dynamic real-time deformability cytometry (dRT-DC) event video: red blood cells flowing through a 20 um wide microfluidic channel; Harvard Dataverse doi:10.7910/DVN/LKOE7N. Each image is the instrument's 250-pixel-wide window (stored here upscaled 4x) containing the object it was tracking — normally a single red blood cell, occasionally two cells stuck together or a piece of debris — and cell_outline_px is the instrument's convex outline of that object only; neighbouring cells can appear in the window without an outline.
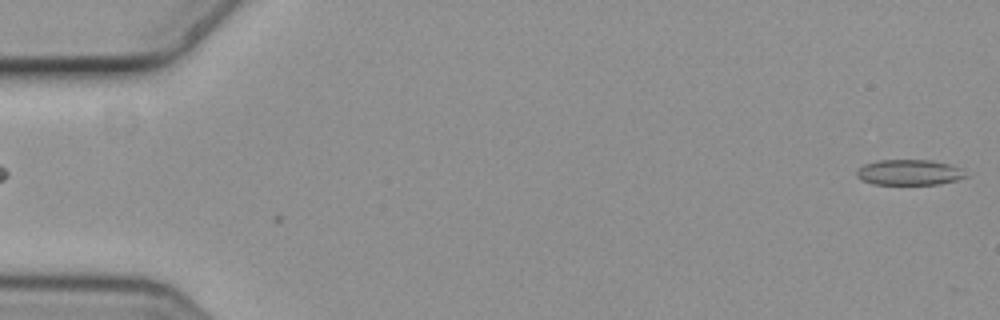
{"species": "common noctule bat (a hibernating species)", "species_latin": "Nyctalus noctula", "temperature_condition": "cold", "stored_images_in_passage": 4, "camera_frame_rate_fps": 3000, "um_per_image_px": 0.085, "animal": {"sex": "female", "body_mass_g": 19.3, "forearm_length_mm": 54.1}, "frame": {"image": 1, "passage_image": 4, "time_ms": 1.0, "image_size_px": [1000, 320], "cell_outline_px": [[968, 176], [956, 180], [940, 184], [872, 184], [856, 176], [856, 168], [864, 164], [880, 160], [932, 160], [948, 164], [956, 168]], "centroid_in_image_um": [77.21, 14.65], "position_along_channel_um": 7.8, "area_um2": 16.01}}